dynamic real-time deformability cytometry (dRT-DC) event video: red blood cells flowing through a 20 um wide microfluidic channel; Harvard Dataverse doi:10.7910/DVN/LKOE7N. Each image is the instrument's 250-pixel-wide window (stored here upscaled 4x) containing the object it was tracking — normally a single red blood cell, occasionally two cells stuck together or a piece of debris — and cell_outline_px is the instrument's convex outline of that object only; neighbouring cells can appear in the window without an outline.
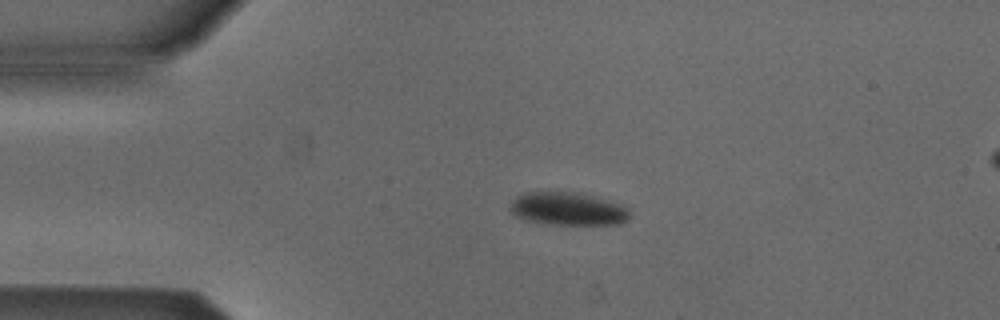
{"species": "Egyptian fruit bat (a non-hibernating species)", "species_latin": "Rousettus aegyptiacus", "temperature_condition": "cold", "stored_images_in_passage": 2, "camera_frame_rate_fps": 3000, "um_per_image_px": 0.085, "animal": {"sex": "male"}, "frame": {"image": 1, "passage_image": 1, "time_ms": 0.0, "image_size_px": [1000, 320], "cell_outline_px": [[628, 216], [620, 224], [552, 224], [524, 220], [516, 216], [508, 208], [512, 200], [516, 196], [524, 192], [568, 192], [588, 196], [620, 204], [628, 212]], "centroid_in_image_um": [48.15, 17.76], "position_along_channel_um": 36.9, "area_um2": 22.37}}